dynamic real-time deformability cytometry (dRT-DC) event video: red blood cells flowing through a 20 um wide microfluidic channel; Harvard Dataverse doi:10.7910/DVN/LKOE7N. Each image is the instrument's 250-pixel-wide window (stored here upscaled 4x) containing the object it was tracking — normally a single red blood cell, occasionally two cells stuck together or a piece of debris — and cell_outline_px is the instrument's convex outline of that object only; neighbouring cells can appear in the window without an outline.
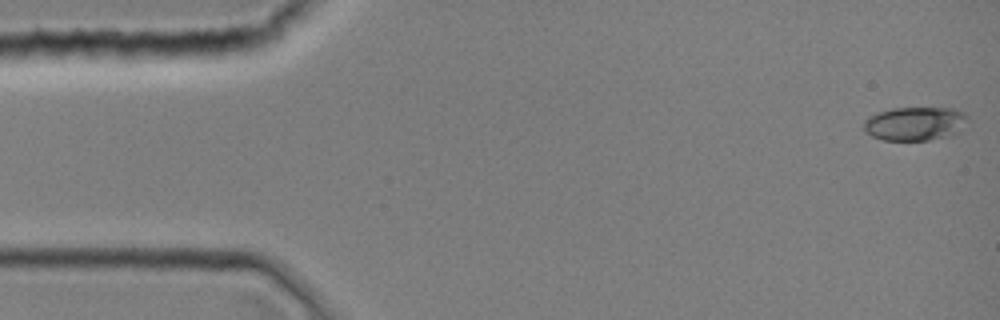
{"species": "common noctule bat (a hibernating species)", "species_latin": "Nyctalus noctula", "temperature_condition": "room temperature", "stored_images_in_passage": 8, "camera_frame_rate_fps": 3000, "um_per_image_px": 0.085, "animal": {"sex": "female", "body_mass_g": 19.0, "forearm_length_mm": 51.5}, "frame": {"image": 1, "passage_image": 1, "time_ms": 0.0, "image_size_px": [1000, 320], "cell_outline_px": [[968, 120], [960, 132], [948, 136], [928, 140], [884, 140], [872, 136], [864, 132], [864, 120], [868, 116], [876, 112], [892, 108], [956, 108], [964, 112], [968, 116]], "centroid_in_image_um": [77.78, 10.5], "position_along_channel_um": 7.2, "area_um2": 20.75}}